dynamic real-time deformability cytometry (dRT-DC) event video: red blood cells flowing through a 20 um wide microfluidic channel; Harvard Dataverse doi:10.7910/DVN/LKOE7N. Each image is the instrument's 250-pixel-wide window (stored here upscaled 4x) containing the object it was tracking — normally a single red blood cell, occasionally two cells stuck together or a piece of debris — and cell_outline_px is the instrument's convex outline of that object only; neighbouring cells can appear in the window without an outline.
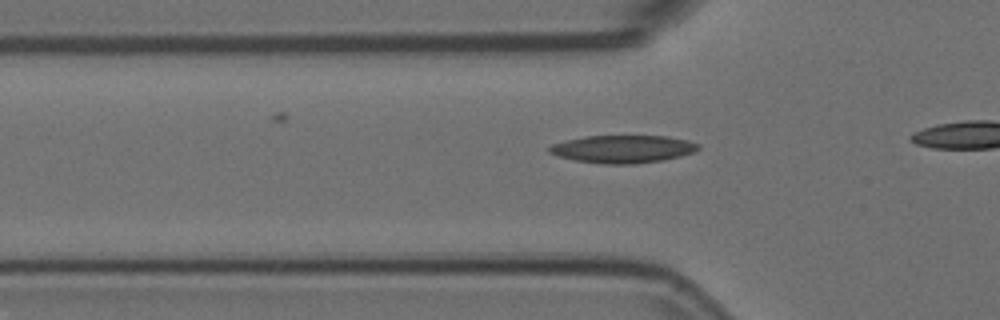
{"species": "Egyptian fruit bat (a non-hibernating species)", "species_latin": "Rousettus aegyptiacus", "temperature_condition": "room temperature", "stored_images_in_passage": 10, "camera_frame_rate_fps": 3000, "um_per_image_px": 0.085, "animal": {"sex": "female"}, "frame": {"image": 1, "passage_image": 4, "time_ms": 1.0, "image_size_px": [1000, 320], "cell_outline_px": [[700, 148], [692, 152], [680, 156], [664, 160], [636, 164], [600, 164], [576, 160], [556, 156], [548, 152], [548, 148], [552, 144], [584, 136], [668, 136], [688, 140], [700, 144]], "centroid_in_image_um": [52.94, 12.67], "position_along_channel_um": 72.9, "area_um2": 24.16}}
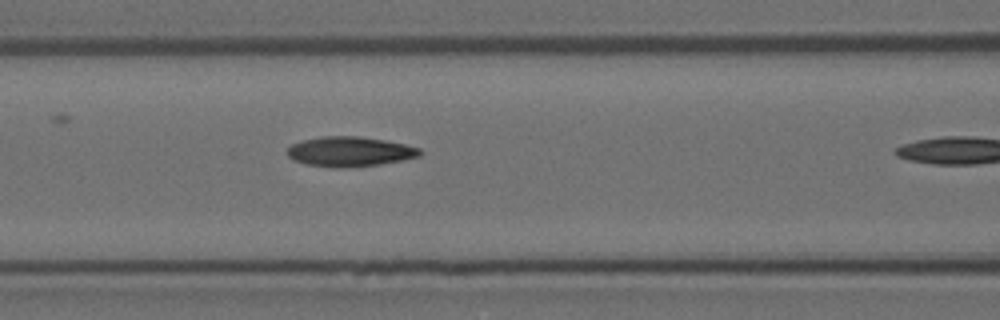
{"frame": {"image": 2, "passage_image": 9, "time_ms": 2.667, "image_size_px": [1000, 320], "cell_outline_px": [[424, 152], [420, 156], [404, 160], [376, 164], [340, 168], [332, 168], [308, 164], [296, 160], [288, 156], [288, 148], [292, 144], [304, 140], [320, 136], [360, 136], [384, 140], [404, 144], [420, 148]], "centroid_in_image_um": [29.77, 12.88], "position_along_channel_um": 136.8, "area_um2": 22.89}}